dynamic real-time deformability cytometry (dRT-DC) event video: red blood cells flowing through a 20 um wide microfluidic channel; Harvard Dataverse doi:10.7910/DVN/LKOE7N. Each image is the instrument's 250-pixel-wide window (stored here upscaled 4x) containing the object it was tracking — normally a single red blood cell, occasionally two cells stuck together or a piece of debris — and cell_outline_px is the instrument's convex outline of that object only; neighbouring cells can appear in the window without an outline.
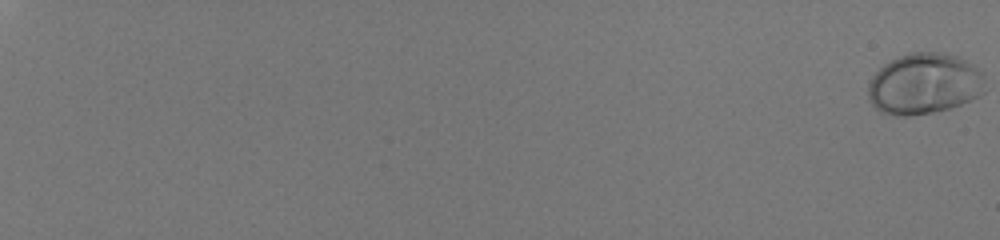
{"species": "human", "species_latin": "Homo sapiens", "temperature_condition": "room temperature", "stored_images_in_passage": 58, "camera_frame_rate_fps": 3000, "um_per_image_px": 0.085, "donor": {"sex": "male"}, "frame": {"image": 1, "passage_image": 1, "time_ms": 0.0, "image_size_px": [1000, 240], "cell_outline_px": [[984, 92], [980, 96], [960, 104], [948, 108], [932, 112], [912, 116], [896, 116], [880, 112], [872, 104], [868, 96], [868, 84], [872, 76], [884, 64], [900, 56], [912, 52], [944, 52], [956, 56], [972, 64], [984, 76]], "centroid_in_image_um": [78.55, 7.13], "position_along_channel_um": 6.5, "area_um2": 41.56}}
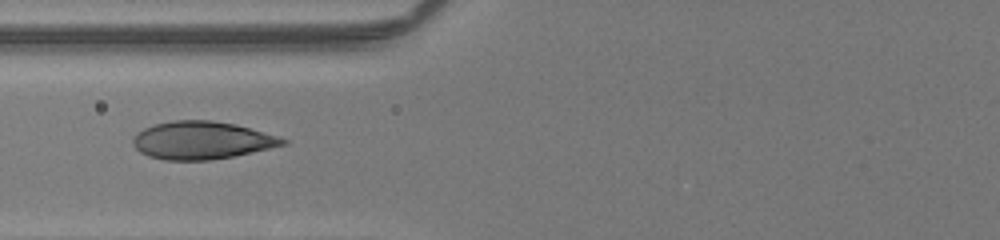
{"frame": {"image": 2, "passage_image": 31, "time_ms": 10.0, "image_size_px": [1000, 240], "cell_outline_px": [[288, 144], [252, 152], [212, 160], [164, 160], [148, 156], [140, 152], [132, 144], [132, 140], [136, 132], [152, 124], [172, 120], [212, 120], [236, 124], [276, 136], [288, 140]], "centroid_in_image_um": [17.1, 11.92], "position_along_channel_um": 108.7, "area_um2": 33.06}}
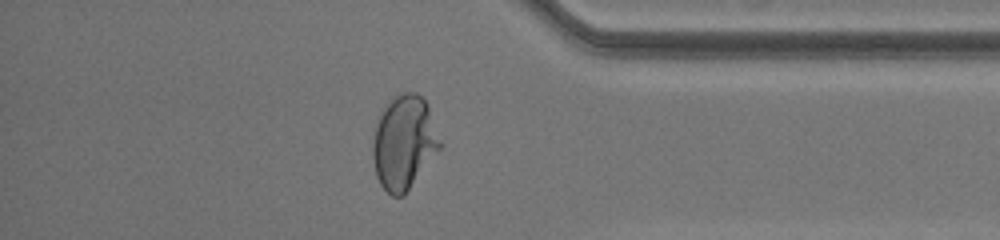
{"frame": {"image": 3, "passage_image": 53, "time_ms": 17.333, "image_size_px": [1000, 240], "cell_outline_px": [[444, 144], [404, 196], [392, 196], [380, 184], [376, 176], [372, 156], [372, 144], [376, 120], [384, 104], [392, 96], [400, 92], [416, 92], [428, 104]], "centroid_in_image_um": [34.34, 12.07], "position_along_channel_um": 400.9, "area_um2": 37.63}, "authors_computed_cell_mechanics": {"area_um2": 34.4488, "velocity_mm_per_s": 4.0801, "shape_relaxation_time_tau1_ms": 4.8249, "shape_relaxation_time_tau2_ms": null, "deformation_change_tau1": 0.2201, "deformation_change_tau2": null}}